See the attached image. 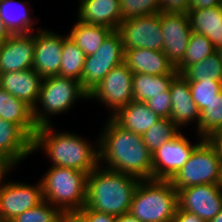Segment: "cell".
Returning a JSON list of instances; mask_svg holds the SVG:
<instances>
[{"instance_id": "6da1fadb", "label": "cell", "mask_w": 222, "mask_h": 222, "mask_svg": "<svg viewBox=\"0 0 222 222\" xmlns=\"http://www.w3.org/2000/svg\"><path fill=\"white\" fill-rule=\"evenodd\" d=\"M99 164L139 180L153 179L152 153L143 137L119 126L111 117L99 135Z\"/></svg>"}, {"instance_id": "7a4b0ae2", "label": "cell", "mask_w": 222, "mask_h": 222, "mask_svg": "<svg viewBox=\"0 0 222 222\" xmlns=\"http://www.w3.org/2000/svg\"><path fill=\"white\" fill-rule=\"evenodd\" d=\"M55 131L52 124L39 126L32 142L33 153L41 148L53 162L51 166L67 167L87 174L99 166V139L94 147L77 134Z\"/></svg>"}, {"instance_id": "3957f363", "label": "cell", "mask_w": 222, "mask_h": 222, "mask_svg": "<svg viewBox=\"0 0 222 222\" xmlns=\"http://www.w3.org/2000/svg\"><path fill=\"white\" fill-rule=\"evenodd\" d=\"M101 166L87 175L85 206L116 217L128 213L140 180Z\"/></svg>"}, {"instance_id": "277c9868", "label": "cell", "mask_w": 222, "mask_h": 222, "mask_svg": "<svg viewBox=\"0 0 222 222\" xmlns=\"http://www.w3.org/2000/svg\"><path fill=\"white\" fill-rule=\"evenodd\" d=\"M177 190L170 180H140L134 192L130 213L141 222H172Z\"/></svg>"}, {"instance_id": "5b68a950", "label": "cell", "mask_w": 222, "mask_h": 222, "mask_svg": "<svg viewBox=\"0 0 222 222\" xmlns=\"http://www.w3.org/2000/svg\"><path fill=\"white\" fill-rule=\"evenodd\" d=\"M44 175L40 179L43 200L49 201L64 214L77 213L85 205L86 172L51 166Z\"/></svg>"}, {"instance_id": "8992f818", "label": "cell", "mask_w": 222, "mask_h": 222, "mask_svg": "<svg viewBox=\"0 0 222 222\" xmlns=\"http://www.w3.org/2000/svg\"><path fill=\"white\" fill-rule=\"evenodd\" d=\"M80 98L88 100V93L79 81L58 75L43 78L37 106L33 108L34 123L37 127L50 125L51 115L67 112Z\"/></svg>"}, {"instance_id": "52a82bcc", "label": "cell", "mask_w": 222, "mask_h": 222, "mask_svg": "<svg viewBox=\"0 0 222 222\" xmlns=\"http://www.w3.org/2000/svg\"><path fill=\"white\" fill-rule=\"evenodd\" d=\"M170 181L176 190L202 184H221L222 160L213 145L203 139Z\"/></svg>"}, {"instance_id": "ba28073f", "label": "cell", "mask_w": 222, "mask_h": 222, "mask_svg": "<svg viewBox=\"0 0 222 222\" xmlns=\"http://www.w3.org/2000/svg\"><path fill=\"white\" fill-rule=\"evenodd\" d=\"M125 51L120 33L112 30L99 49L86 56L80 83L89 93L116 66L124 62Z\"/></svg>"}, {"instance_id": "9c48e42d", "label": "cell", "mask_w": 222, "mask_h": 222, "mask_svg": "<svg viewBox=\"0 0 222 222\" xmlns=\"http://www.w3.org/2000/svg\"><path fill=\"white\" fill-rule=\"evenodd\" d=\"M161 12L122 21L117 31L122 39L123 49L146 48L163 51L164 42Z\"/></svg>"}, {"instance_id": "30bf717a", "label": "cell", "mask_w": 222, "mask_h": 222, "mask_svg": "<svg viewBox=\"0 0 222 222\" xmlns=\"http://www.w3.org/2000/svg\"><path fill=\"white\" fill-rule=\"evenodd\" d=\"M133 72L123 62L114 67L89 93L88 99L100 100L108 110H112L111 117L120 108L133 100L132 91Z\"/></svg>"}, {"instance_id": "8fae6325", "label": "cell", "mask_w": 222, "mask_h": 222, "mask_svg": "<svg viewBox=\"0 0 222 222\" xmlns=\"http://www.w3.org/2000/svg\"><path fill=\"white\" fill-rule=\"evenodd\" d=\"M9 172L10 170L0 179V219L2 222H9L43 201L40 181L36 185L10 180L6 182V175L8 176Z\"/></svg>"}, {"instance_id": "7c38bea8", "label": "cell", "mask_w": 222, "mask_h": 222, "mask_svg": "<svg viewBox=\"0 0 222 222\" xmlns=\"http://www.w3.org/2000/svg\"><path fill=\"white\" fill-rule=\"evenodd\" d=\"M196 144L181 132L152 153L153 180H171L187 162Z\"/></svg>"}, {"instance_id": "4fadbf2b", "label": "cell", "mask_w": 222, "mask_h": 222, "mask_svg": "<svg viewBox=\"0 0 222 222\" xmlns=\"http://www.w3.org/2000/svg\"><path fill=\"white\" fill-rule=\"evenodd\" d=\"M178 208L209 222L222 210V185L202 184L177 190Z\"/></svg>"}, {"instance_id": "5bb4252c", "label": "cell", "mask_w": 222, "mask_h": 222, "mask_svg": "<svg viewBox=\"0 0 222 222\" xmlns=\"http://www.w3.org/2000/svg\"><path fill=\"white\" fill-rule=\"evenodd\" d=\"M163 52L176 68L183 60L192 29L188 13L161 12Z\"/></svg>"}, {"instance_id": "9a60e30c", "label": "cell", "mask_w": 222, "mask_h": 222, "mask_svg": "<svg viewBox=\"0 0 222 222\" xmlns=\"http://www.w3.org/2000/svg\"><path fill=\"white\" fill-rule=\"evenodd\" d=\"M35 35L33 70L42 78L59 75L62 61L63 36L50 30L39 29Z\"/></svg>"}, {"instance_id": "2e32d148", "label": "cell", "mask_w": 222, "mask_h": 222, "mask_svg": "<svg viewBox=\"0 0 222 222\" xmlns=\"http://www.w3.org/2000/svg\"><path fill=\"white\" fill-rule=\"evenodd\" d=\"M35 35L12 34L0 43V73L33 68Z\"/></svg>"}, {"instance_id": "e0dca14e", "label": "cell", "mask_w": 222, "mask_h": 222, "mask_svg": "<svg viewBox=\"0 0 222 222\" xmlns=\"http://www.w3.org/2000/svg\"><path fill=\"white\" fill-rule=\"evenodd\" d=\"M32 142L18 125L0 118V158L11 169L32 155Z\"/></svg>"}, {"instance_id": "ac0fdd59", "label": "cell", "mask_w": 222, "mask_h": 222, "mask_svg": "<svg viewBox=\"0 0 222 222\" xmlns=\"http://www.w3.org/2000/svg\"><path fill=\"white\" fill-rule=\"evenodd\" d=\"M169 92L172 103L170 115L172 122L182 129L181 127L196 121L195 125L197 124L198 129L200 112L192 99L189 81L182 74H177L171 81Z\"/></svg>"}, {"instance_id": "d6986e66", "label": "cell", "mask_w": 222, "mask_h": 222, "mask_svg": "<svg viewBox=\"0 0 222 222\" xmlns=\"http://www.w3.org/2000/svg\"><path fill=\"white\" fill-rule=\"evenodd\" d=\"M42 82L43 78L33 68L0 73V87L32 109L37 106Z\"/></svg>"}, {"instance_id": "ffe728a7", "label": "cell", "mask_w": 222, "mask_h": 222, "mask_svg": "<svg viewBox=\"0 0 222 222\" xmlns=\"http://www.w3.org/2000/svg\"><path fill=\"white\" fill-rule=\"evenodd\" d=\"M78 21L117 30L121 19L120 0H80Z\"/></svg>"}, {"instance_id": "44dd1931", "label": "cell", "mask_w": 222, "mask_h": 222, "mask_svg": "<svg viewBox=\"0 0 222 222\" xmlns=\"http://www.w3.org/2000/svg\"><path fill=\"white\" fill-rule=\"evenodd\" d=\"M124 63L133 74L162 75L175 69L163 51L146 48L125 50Z\"/></svg>"}, {"instance_id": "7402d4cb", "label": "cell", "mask_w": 222, "mask_h": 222, "mask_svg": "<svg viewBox=\"0 0 222 222\" xmlns=\"http://www.w3.org/2000/svg\"><path fill=\"white\" fill-rule=\"evenodd\" d=\"M111 118L125 130L141 136L161 119L145 102L135 100L120 108Z\"/></svg>"}, {"instance_id": "603a6c76", "label": "cell", "mask_w": 222, "mask_h": 222, "mask_svg": "<svg viewBox=\"0 0 222 222\" xmlns=\"http://www.w3.org/2000/svg\"><path fill=\"white\" fill-rule=\"evenodd\" d=\"M0 118L18 125L32 140L37 131L33 109L0 87Z\"/></svg>"}, {"instance_id": "cb8c5ba5", "label": "cell", "mask_w": 222, "mask_h": 222, "mask_svg": "<svg viewBox=\"0 0 222 222\" xmlns=\"http://www.w3.org/2000/svg\"><path fill=\"white\" fill-rule=\"evenodd\" d=\"M192 32L204 35L217 49L222 45V6L188 10Z\"/></svg>"}, {"instance_id": "d4e9b609", "label": "cell", "mask_w": 222, "mask_h": 222, "mask_svg": "<svg viewBox=\"0 0 222 222\" xmlns=\"http://www.w3.org/2000/svg\"><path fill=\"white\" fill-rule=\"evenodd\" d=\"M177 74L176 69L169 74L162 75L133 74V100L146 102L148 99H153V96L165 95V91L169 90L171 81Z\"/></svg>"}, {"instance_id": "484cf974", "label": "cell", "mask_w": 222, "mask_h": 222, "mask_svg": "<svg viewBox=\"0 0 222 222\" xmlns=\"http://www.w3.org/2000/svg\"><path fill=\"white\" fill-rule=\"evenodd\" d=\"M28 11L25 3L22 1L0 0V18L11 34H29L35 32L33 30L34 22L31 19L33 17H30V12Z\"/></svg>"}, {"instance_id": "4316f807", "label": "cell", "mask_w": 222, "mask_h": 222, "mask_svg": "<svg viewBox=\"0 0 222 222\" xmlns=\"http://www.w3.org/2000/svg\"><path fill=\"white\" fill-rule=\"evenodd\" d=\"M111 31L112 29L109 27L90 25L77 21L68 35L88 56L99 49L103 40Z\"/></svg>"}, {"instance_id": "83f0119b", "label": "cell", "mask_w": 222, "mask_h": 222, "mask_svg": "<svg viewBox=\"0 0 222 222\" xmlns=\"http://www.w3.org/2000/svg\"><path fill=\"white\" fill-rule=\"evenodd\" d=\"M86 55L67 34L63 36L62 61L59 75L61 77L81 80Z\"/></svg>"}, {"instance_id": "f1b7e54d", "label": "cell", "mask_w": 222, "mask_h": 222, "mask_svg": "<svg viewBox=\"0 0 222 222\" xmlns=\"http://www.w3.org/2000/svg\"><path fill=\"white\" fill-rule=\"evenodd\" d=\"M188 81L215 80L222 83V61L217 51L188 66L181 73Z\"/></svg>"}, {"instance_id": "f546056e", "label": "cell", "mask_w": 222, "mask_h": 222, "mask_svg": "<svg viewBox=\"0 0 222 222\" xmlns=\"http://www.w3.org/2000/svg\"><path fill=\"white\" fill-rule=\"evenodd\" d=\"M222 129V91L211 99L200 112L197 134L207 139Z\"/></svg>"}, {"instance_id": "4dcf8cb0", "label": "cell", "mask_w": 222, "mask_h": 222, "mask_svg": "<svg viewBox=\"0 0 222 222\" xmlns=\"http://www.w3.org/2000/svg\"><path fill=\"white\" fill-rule=\"evenodd\" d=\"M216 48L204 35L192 32L182 62L175 68L181 74L188 66L210 56Z\"/></svg>"}, {"instance_id": "1f68e13d", "label": "cell", "mask_w": 222, "mask_h": 222, "mask_svg": "<svg viewBox=\"0 0 222 222\" xmlns=\"http://www.w3.org/2000/svg\"><path fill=\"white\" fill-rule=\"evenodd\" d=\"M180 132L170 118H161L142 137L146 147L153 153Z\"/></svg>"}, {"instance_id": "d6a6232c", "label": "cell", "mask_w": 222, "mask_h": 222, "mask_svg": "<svg viewBox=\"0 0 222 222\" xmlns=\"http://www.w3.org/2000/svg\"><path fill=\"white\" fill-rule=\"evenodd\" d=\"M64 213L49 201L43 200L37 206L17 215L9 222H61Z\"/></svg>"}, {"instance_id": "836d02e7", "label": "cell", "mask_w": 222, "mask_h": 222, "mask_svg": "<svg viewBox=\"0 0 222 222\" xmlns=\"http://www.w3.org/2000/svg\"><path fill=\"white\" fill-rule=\"evenodd\" d=\"M190 92L199 112L206 108V104L222 91V83L215 80L189 81Z\"/></svg>"}, {"instance_id": "e575fe53", "label": "cell", "mask_w": 222, "mask_h": 222, "mask_svg": "<svg viewBox=\"0 0 222 222\" xmlns=\"http://www.w3.org/2000/svg\"><path fill=\"white\" fill-rule=\"evenodd\" d=\"M122 21L161 12L160 0H120Z\"/></svg>"}, {"instance_id": "d590c367", "label": "cell", "mask_w": 222, "mask_h": 222, "mask_svg": "<svg viewBox=\"0 0 222 222\" xmlns=\"http://www.w3.org/2000/svg\"><path fill=\"white\" fill-rule=\"evenodd\" d=\"M145 103L160 118H170L172 103L169 90L165 91V95L153 96Z\"/></svg>"}, {"instance_id": "8d00e7d4", "label": "cell", "mask_w": 222, "mask_h": 222, "mask_svg": "<svg viewBox=\"0 0 222 222\" xmlns=\"http://www.w3.org/2000/svg\"><path fill=\"white\" fill-rule=\"evenodd\" d=\"M83 222H116V216L97 212L85 205L76 213Z\"/></svg>"}, {"instance_id": "74e56055", "label": "cell", "mask_w": 222, "mask_h": 222, "mask_svg": "<svg viewBox=\"0 0 222 222\" xmlns=\"http://www.w3.org/2000/svg\"><path fill=\"white\" fill-rule=\"evenodd\" d=\"M190 0H160L161 12L188 13Z\"/></svg>"}, {"instance_id": "f35d334b", "label": "cell", "mask_w": 222, "mask_h": 222, "mask_svg": "<svg viewBox=\"0 0 222 222\" xmlns=\"http://www.w3.org/2000/svg\"><path fill=\"white\" fill-rule=\"evenodd\" d=\"M172 222H206V221L198 217L196 214L179 209L177 207Z\"/></svg>"}, {"instance_id": "ab89813d", "label": "cell", "mask_w": 222, "mask_h": 222, "mask_svg": "<svg viewBox=\"0 0 222 222\" xmlns=\"http://www.w3.org/2000/svg\"><path fill=\"white\" fill-rule=\"evenodd\" d=\"M220 0H190L189 10L206 9L213 6L221 5Z\"/></svg>"}, {"instance_id": "60d3db41", "label": "cell", "mask_w": 222, "mask_h": 222, "mask_svg": "<svg viewBox=\"0 0 222 222\" xmlns=\"http://www.w3.org/2000/svg\"><path fill=\"white\" fill-rule=\"evenodd\" d=\"M207 140L213 145L222 160V129L213 133Z\"/></svg>"}, {"instance_id": "b9f144b4", "label": "cell", "mask_w": 222, "mask_h": 222, "mask_svg": "<svg viewBox=\"0 0 222 222\" xmlns=\"http://www.w3.org/2000/svg\"><path fill=\"white\" fill-rule=\"evenodd\" d=\"M12 34L6 28L4 22L0 18V43H3L6 39H8Z\"/></svg>"}, {"instance_id": "7bdbcfd3", "label": "cell", "mask_w": 222, "mask_h": 222, "mask_svg": "<svg viewBox=\"0 0 222 222\" xmlns=\"http://www.w3.org/2000/svg\"><path fill=\"white\" fill-rule=\"evenodd\" d=\"M116 222H141L135 218L130 212L116 217Z\"/></svg>"}, {"instance_id": "ee69618b", "label": "cell", "mask_w": 222, "mask_h": 222, "mask_svg": "<svg viewBox=\"0 0 222 222\" xmlns=\"http://www.w3.org/2000/svg\"><path fill=\"white\" fill-rule=\"evenodd\" d=\"M61 222H83V220L76 214H64Z\"/></svg>"}, {"instance_id": "f6af8a7d", "label": "cell", "mask_w": 222, "mask_h": 222, "mask_svg": "<svg viewBox=\"0 0 222 222\" xmlns=\"http://www.w3.org/2000/svg\"><path fill=\"white\" fill-rule=\"evenodd\" d=\"M12 169L0 158V179L5 176V174Z\"/></svg>"}, {"instance_id": "bcb514c9", "label": "cell", "mask_w": 222, "mask_h": 222, "mask_svg": "<svg viewBox=\"0 0 222 222\" xmlns=\"http://www.w3.org/2000/svg\"><path fill=\"white\" fill-rule=\"evenodd\" d=\"M209 222H222V210Z\"/></svg>"}, {"instance_id": "7dc6e473", "label": "cell", "mask_w": 222, "mask_h": 222, "mask_svg": "<svg viewBox=\"0 0 222 222\" xmlns=\"http://www.w3.org/2000/svg\"><path fill=\"white\" fill-rule=\"evenodd\" d=\"M216 51L219 53V56L221 57V61H222V45H220Z\"/></svg>"}]
</instances>
